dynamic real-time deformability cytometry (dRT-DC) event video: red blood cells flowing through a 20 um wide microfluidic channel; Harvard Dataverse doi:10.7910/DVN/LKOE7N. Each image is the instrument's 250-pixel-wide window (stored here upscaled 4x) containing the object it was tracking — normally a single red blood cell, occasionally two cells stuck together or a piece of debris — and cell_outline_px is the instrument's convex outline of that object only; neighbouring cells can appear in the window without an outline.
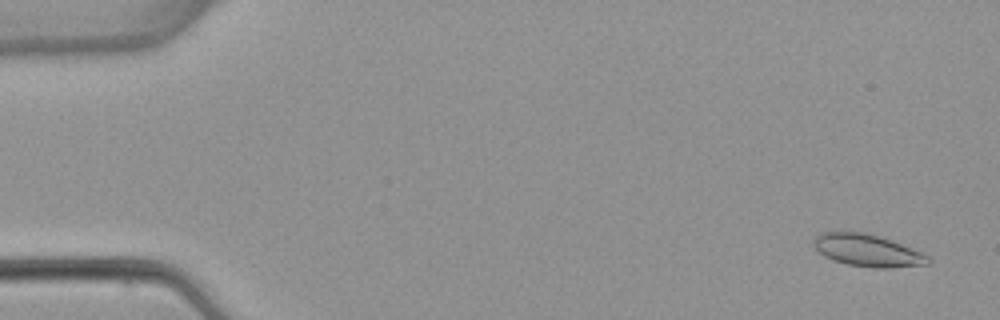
{"species": "common noctule bat (a hibernating species)", "species_latin": "Nyctalus noctula", "temperature_condition": "warm", "stored_images_in_passage": 6, "camera_frame_rate_fps": 3000, "um_per_image_px": 0.085, "animal": {"sex": "female", "body_mass_g": 22.7, "forearm_length_mm": 54.2}, "frame": {"image": 1, "passage_image": 1, "time_ms": 0.0, "image_size_px": [1000, 320], "cell_outline_px": [[932, 260], [928, 264], [888, 268], [872, 268], [848, 264], [832, 260], [824, 256], [812, 244], [812, 240], [820, 232], [864, 232], [900, 244], [920, 252], [928, 256]], "centroid_in_image_um": [73.69, 21.3], "position_along_channel_um": 11.3, "area_um2": 21.15}}
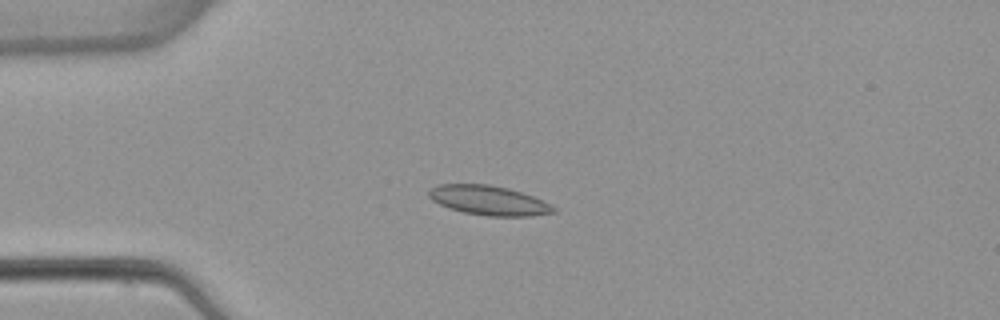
{"frame": {"image": 2, "passage_image": 4, "time_ms": 3.667, "image_size_px": [1000, 320], "cell_outline_px": [[556, 212], [532, 216], [488, 216], [464, 212], [448, 208], [432, 200], [428, 196], [428, 192], [436, 184], [488, 184], [508, 188], [532, 196], [556, 208]], "centroid_in_image_um": [41.51, 17.03], "position_along_channel_um": 43.5, "area_um2": 21.27}}
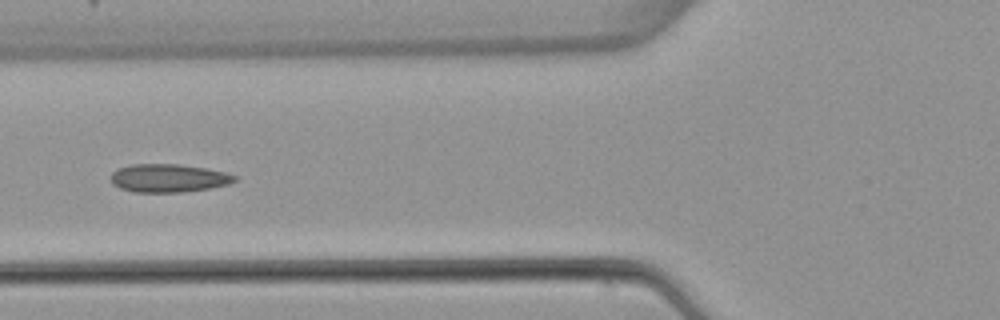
{"frame": {"image": 3, "passage_image": 6, "time_ms": 6.0, "image_size_px": [1000, 320], "cell_outline_px": [[236, 180], [228, 184], [208, 188], [184, 192], [132, 192], [120, 188], [112, 184], [112, 172], [116, 168], [132, 164], [180, 164], [204, 168], [224, 172], [236, 176]], "centroid_in_image_um": [14.28, 15.14], "position_along_channel_um": 111.5, "area_um2": 20.29}}